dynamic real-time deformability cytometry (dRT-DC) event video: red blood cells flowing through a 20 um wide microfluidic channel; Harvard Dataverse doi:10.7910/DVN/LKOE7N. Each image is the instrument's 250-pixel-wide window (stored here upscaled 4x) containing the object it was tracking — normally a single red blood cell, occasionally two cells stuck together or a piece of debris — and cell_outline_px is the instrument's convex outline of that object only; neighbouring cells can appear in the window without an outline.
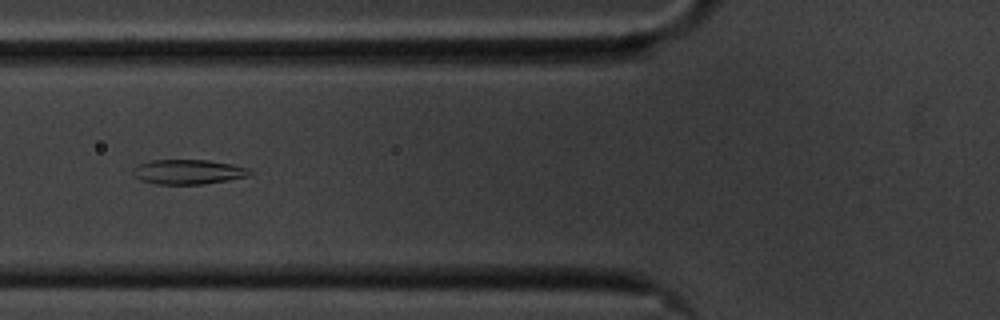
{"species": "common noctule bat (a hibernating species)", "species_latin": "Nyctalus noctula", "temperature_condition": "cold", "stored_images_in_passage": 39, "camera_frame_rate_fps": 3000, "um_per_image_px": 0.085, "animal": {"sex": "male", "body_mass_g": 20.1, "forearm_length_mm": 53.5}, "frame": {"image": 1, "passage_image": 4, "time_ms": 1.0, "image_size_px": [1000, 320], "cell_outline_px": [[252, 172], [248, 176], [228, 180], [200, 184], [156, 184], [140, 180], [132, 172], [132, 168], [136, 164], [152, 160], [208, 160], [232, 164], [248, 168]], "centroid_in_image_um": [15.96, 14.6], "position_along_channel_um": 109.8, "area_um2": 16.82}}
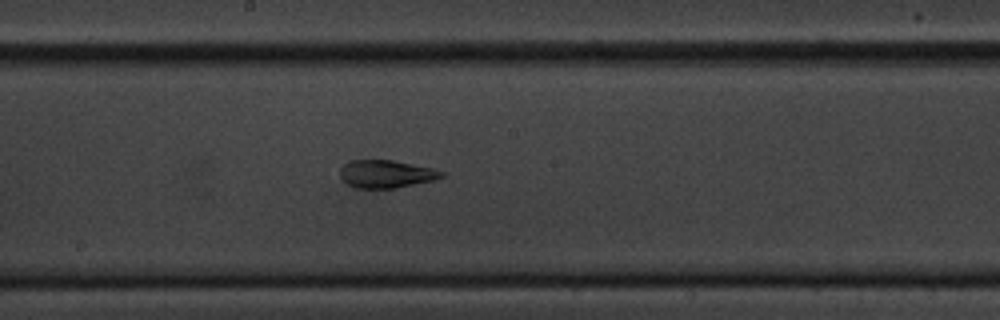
{"frame": {"image": 2, "passage_image": 13, "time_ms": 4.0, "image_size_px": [1000, 320], "cell_outline_px": [[444, 176], [436, 180], [396, 188], [356, 188], [348, 184], [340, 176], [340, 168], [344, 164], [352, 160], [392, 160], [432, 168], [444, 172]], "centroid_in_image_um": [32.84, 14.79], "position_along_channel_um": 215.4, "area_um2": 16.42}}
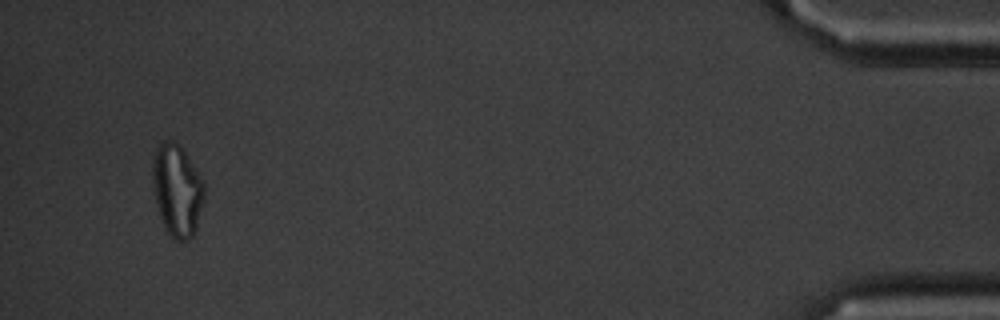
{"frame": {"image": 3, "passage_image": 37, "time_ms": 12.0, "image_size_px": [1000, 320], "cell_outline_px": [[204, 200], [196, 228], [192, 236], [188, 240], [176, 240], [164, 228], [156, 204], [152, 180], [152, 160], [156, 148], [164, 140], [172, 140], [184, 152], [204, 180]], "centroid_in_image_um": [15.04, 16.18], "position_along_channel_um": 420.2, "area_um2": 27.57}}